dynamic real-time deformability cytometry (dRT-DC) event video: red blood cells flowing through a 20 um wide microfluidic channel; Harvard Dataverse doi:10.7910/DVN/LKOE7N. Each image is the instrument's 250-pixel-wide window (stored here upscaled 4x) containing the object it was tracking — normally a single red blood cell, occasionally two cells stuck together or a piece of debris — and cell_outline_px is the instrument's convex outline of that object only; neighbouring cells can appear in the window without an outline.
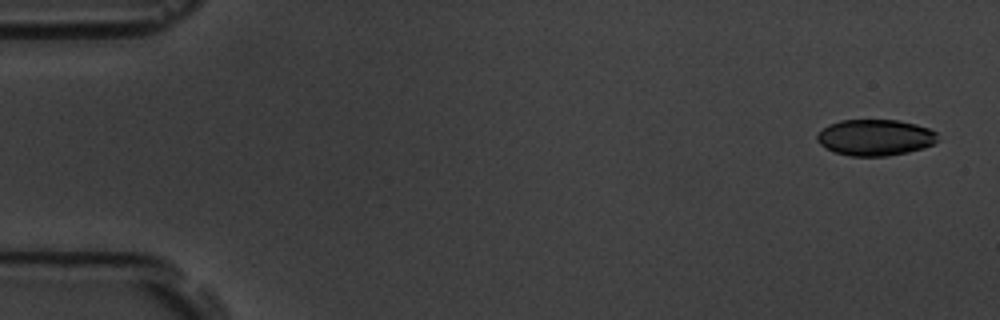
{"species": "common noctule bat (a hibernating species)", "species_latin": "Nyctalus noctula", "temperature_condition": "room temperature", "stored_images_in_passage": 4, "camera_frame_rate_fps": 3000, "um_per_image_px": 0.085, "animal": {"sex": "male", "body_mass_g": 19.5, "forearm_length_mm": 54.6}, "frame": {"image": 1, "passage_image": 1, "time_ms": 0.0, "image_size_px": [1000, 320], "cell_outline_px": [[940, 140], [932, 144], [908, 152], [888, 156], [848, 156], [836, 152], [820, 144], [816, 140], [816, 136], [828, 124], [840, 120], [900, 120], [916, 124], [928, 128], [936, 132]], "centroid_in_image_um": [74.4, 11.68], "position_along_channel_um": 10.6, "area_um2": 25.43}}